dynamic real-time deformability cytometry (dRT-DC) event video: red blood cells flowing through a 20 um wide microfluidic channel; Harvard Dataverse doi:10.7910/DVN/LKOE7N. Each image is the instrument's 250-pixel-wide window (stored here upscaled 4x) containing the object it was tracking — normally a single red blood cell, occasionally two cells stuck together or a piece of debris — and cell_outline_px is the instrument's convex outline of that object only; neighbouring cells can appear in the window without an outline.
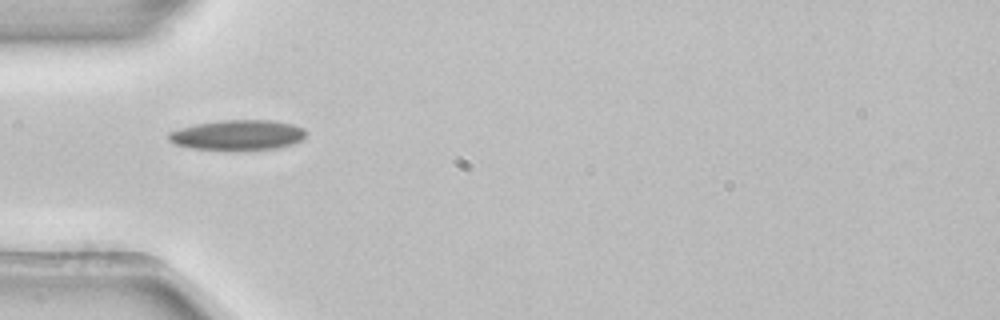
{"species": "common noctule bat (a hibernating species)", "species_latin": "Nyctalus noctula", "temperature_condition": "room temperature", "stored_images_in_passage": 5, "camera_frame_rate_fps": 3000, "um_per_image_px": 0.085, "animal": {"sex": "female", "body_mass_g": 22.7, "forearm_length_mm": 54.2}, "frame": {"image": 1, "passage_image": 4, "time_ms": 1.0, "image_size_px": [1000, 320], "cell_outline_px": [[304, 140], [292, 144], [276, 148], [236, 152], [228, 152], [188, 148], [176, 144], [168, 140], [168, 132], [180, 128], [196, 124], [220, 120], [272, 120], [292, 124], [304, 128]], "centroid_in_image_um": [20.18, 11.51], "position_along_channel_um": 64.8, "area_um2": 24.91}}